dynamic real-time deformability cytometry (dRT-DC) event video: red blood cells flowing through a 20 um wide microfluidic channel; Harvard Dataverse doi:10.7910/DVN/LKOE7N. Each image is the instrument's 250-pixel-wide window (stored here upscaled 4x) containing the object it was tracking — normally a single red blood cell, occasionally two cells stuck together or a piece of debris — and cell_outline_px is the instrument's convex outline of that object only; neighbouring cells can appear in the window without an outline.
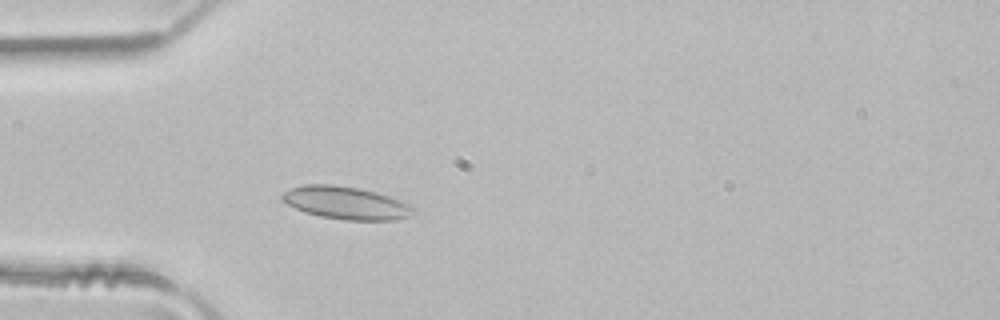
{"species": "common noctule bat (a hibernating species)", "species_latin": "Nyctalus noctula", "temperature_condition": "room temperature", "stored_images_in_passage": 45, "camera_frame_rate_fps": 3000, "um_per_image_px": 0.085, "animal": {"sex": "male", "body_mass_g": 21.5, "forearm_length_mm": 52.0}, "frame": {"image": 1, "passage_image": 10, "time_ms": 3.0, "image_size_px": [1000, 320], "cell_outline_px": [[416, 212], [408, 216], [396, 220], [344, 220], [320, 216], [304, 212], [280, 200], [280, 196], [284, 192], [292, 188], [304, 184], [332, 184], [360, 188], [376, 192], [388, 196], [408, 204], [416, 208]], "centroid_in_image_um": [29.39, 17.24], "position_along_channel_um": 55.6, "area_um2": 25.03}}
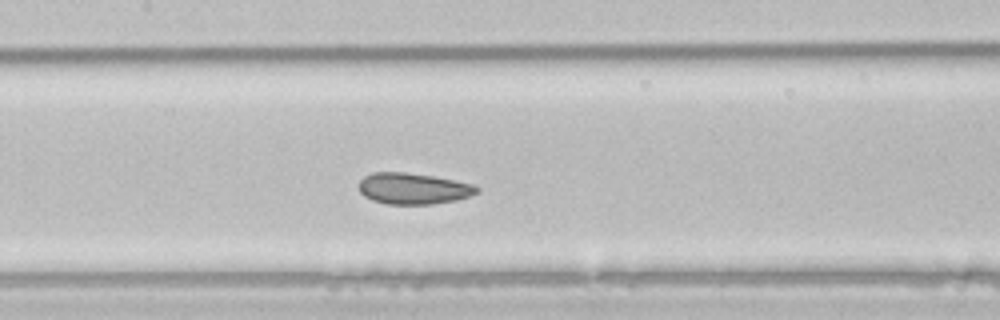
{"frame": {"image": 2, "passage_image": 19, "time_ms": 6.0, "image_size_px": [1000, 320], "cell_outline_px": [[480, 192], [472, 196], [432, 204], [388, 204], [372, 200], [364, 196], [360, 192], [360, 180], [364, 176], [372, 172], [404, 172], [432, 176], [472, 184], [480, 188]], "centroid_in_image_um": [35.12, 16.03], "position_along_channel_um": 172.3, "area_um2": 21.33}}
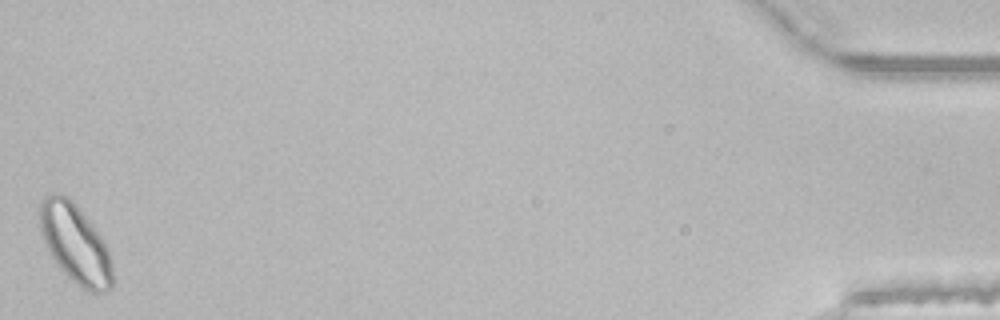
{"frame": {"image": 3, "passage_image": 45, "time_ms": 14.667, "image_size_px": [1000, 320], "cell_outline_px": [[112, 288], [108, 292], [92, 292], [76, 284], [56, 264], [44, 244], [40, 232], [40, 204], [48, 196], [60, 192], [68, 196], [100, 236], [108, 248], [112, 264]], "centroid_in_image_um": [6.39, 20.75], "position_along_channel_um": 428.8, "area_um2": 33.0}, "authors_computed_cell_mechanics": {"area_um2": 23.409, "velocity_mm_per_s": 4.0788, "shape_relaxation_time_tau1_ms": null, "shape_relaxation_time_tau2_ms": 1.6069, "deformation_change_tau1": null, "deformation_change_tau2": 0.0522}}